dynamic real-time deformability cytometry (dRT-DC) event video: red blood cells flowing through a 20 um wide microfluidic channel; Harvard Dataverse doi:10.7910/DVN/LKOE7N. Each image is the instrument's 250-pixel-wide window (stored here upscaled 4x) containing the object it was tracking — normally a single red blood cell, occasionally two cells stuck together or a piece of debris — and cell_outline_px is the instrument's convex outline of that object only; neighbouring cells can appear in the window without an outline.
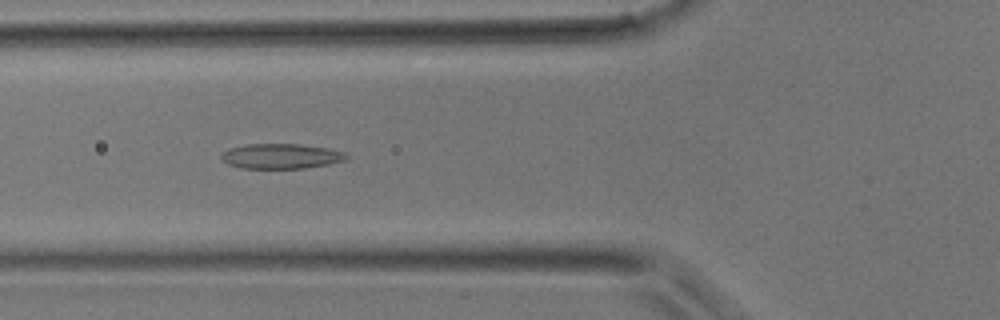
{"species": "common noctule bat (a hibernating species)", "species_latin": "Nyctalus noctula", "temperature_condition": "room temperature", "stored_images_in_passage": 5, "camera_frame_rate_fps": 3000, "um_per_image_px": 0.085, "animal": {"sex": "male", "body_mass_g": 17.9}, "frame": {"image": 1, "passage_image": 3, "time_ms": 0.667, "image_size_px": [1000, 320], "cell_outline_px": [[348, 156], [344, 160], [328, 164], [304, 168], [240, 168], [228, 164], [220, 156], [228, 148], [244, 144], [300, 144], [328, 148], [344, 152]], "centroid_in_image_um": [23.86, 13.27], "position_along_channel_um": 101.9, "area_um2": 18.15}}
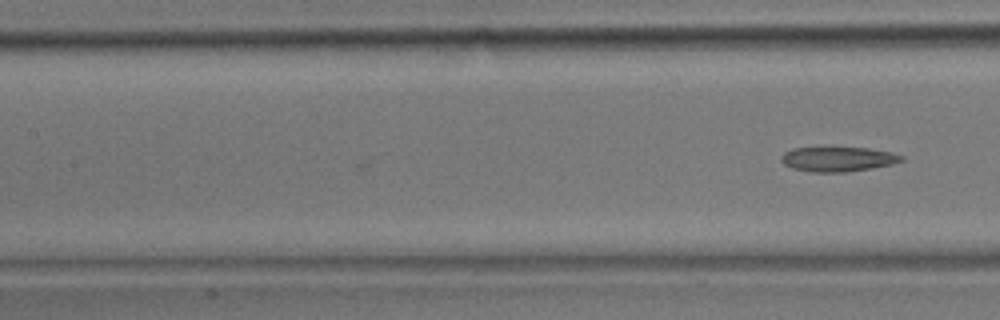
{"frame": {"image": 2, "passage_image": 5, "time_ms": 1.333, "image_size_px": [1000, 320], "cell_outline_px": [[904, 160], [892, 164], [872, 168], [844, 172], [812, 172], [792, 168], [784, 164], [780, 160], [780, 156], [784, 152], [792, 148], [868, 148], [892, 152], [904, 156]], "centroid_in_image_um": [71.22, 13.53], "position_along_channel_um": 136.2, "area_um2": 17.28}}